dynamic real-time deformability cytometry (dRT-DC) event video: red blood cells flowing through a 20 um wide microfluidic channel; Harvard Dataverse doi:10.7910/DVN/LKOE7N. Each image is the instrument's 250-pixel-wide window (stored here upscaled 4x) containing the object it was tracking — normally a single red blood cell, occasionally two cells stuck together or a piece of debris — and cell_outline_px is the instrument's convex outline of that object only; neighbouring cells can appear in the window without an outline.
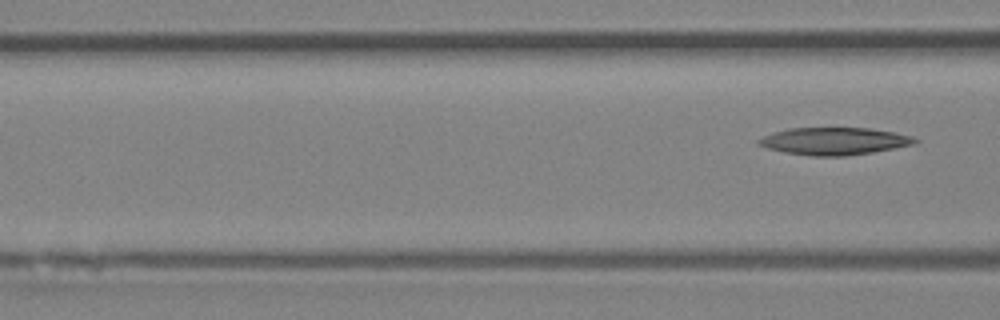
{"species": "Egyptian fruit bat (a non-hibernating species)", "species_latin": "Rousettus aegyptiacus", "temperature_condition": "room temperature", "stored_images_in_passage": 7, "camera_frame_rate_fps": 3000, "um_per_image_px": 0.085, "animal": {"sex": "female"}, "frame": {"image": 1, "passage_image": 7, "time_ms": 7.0, "image_size_px": [1000, 320], "cell_outline_px": [[920, 140], [916, 144], [872, 152], [848, 156], [812, 156], [784, 152], [768, 148], [756, 144], [756, 140], [772, 132], [788, 128], [872, 128], [896, 132], [912, 136]], "centroid_in_image_um": [70.92, 11.99], "position_along_channel_um": 95.7, "area_um2": 25.14}}